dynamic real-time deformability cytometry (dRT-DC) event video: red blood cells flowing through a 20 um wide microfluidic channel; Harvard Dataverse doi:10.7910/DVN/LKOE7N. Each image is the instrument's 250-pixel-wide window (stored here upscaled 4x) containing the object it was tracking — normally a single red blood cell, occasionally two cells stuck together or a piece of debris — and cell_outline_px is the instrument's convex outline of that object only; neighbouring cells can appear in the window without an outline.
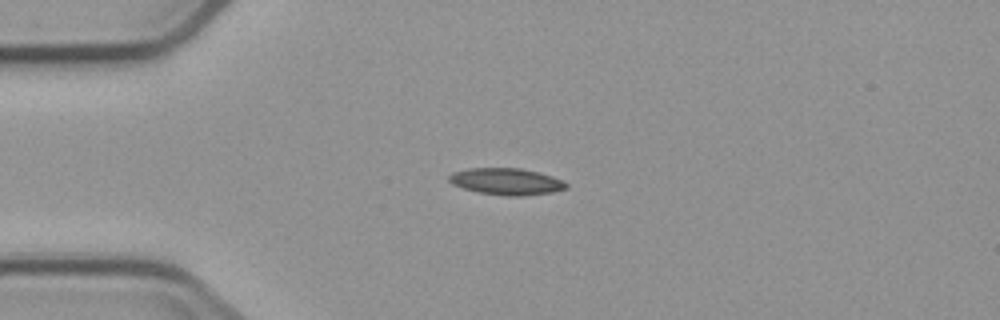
{"species": "common noctule bat (a hibernating species)", "species_latin": "Nyctalus noctula", "temperature_condition": "cold", "stored_images_in_passage": 8, "camera_frame_rate_fps": 3000, "um_per_image_px": 0.085, "animal": {"sex": "male", "body_mass_g": 23.1, "forearm_length_mm": 52.7}, "frame": {"image": 1, "passage_image": 2, "time_ms": 2.333, "image_size_px": [1000, 320], "cell_outline_px": [[568, 188], [552, 192], [524, 196], [504, 196], [476, 192], [452, 184], [448, 180], [448, 176], [452, 172], [468, 168], [520, 168], [552, 176], [564, 180], [568, 184]], "centroid_in_image_um": [43.04, 15.43], "position_along_channel_um": 42.0, "area_um2": 18.38}}
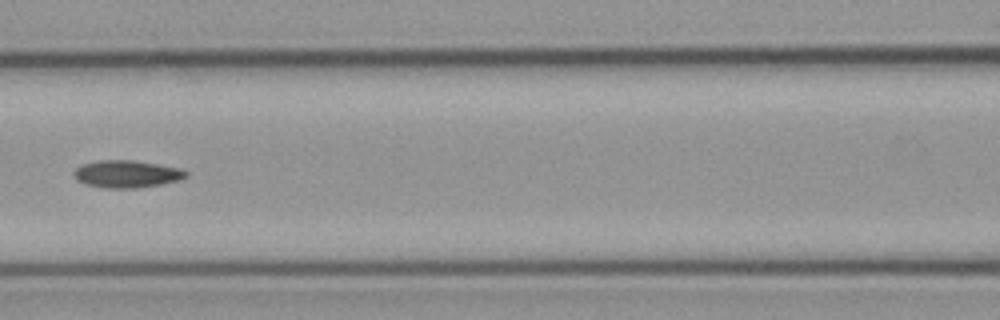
{"frame": {"image": 2, "passage_image": 5, "time_ms": 6.0, "image_size_px": [1000, 320], "cell_outline_px": [[188, 176], [176, 180], [160, 184], [136, 188], [100, 188], [84, 184], [76, 180], [72, 172], [80, 164], [100, 160], [132, 160], [180, 168], [188, 172]], "centroid_in_image_um": [10.7, 14.79], "position_along_channel_um": 155.9, "area_um2": 17.92}}
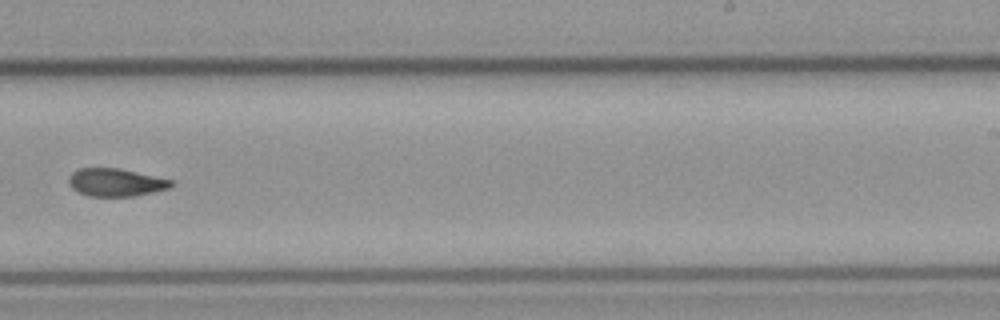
{"frame": {"image": 3, "passage_image": 8, "time_ms": 9.333, "image_size_px": [1000, 320], "cell_outline_px": [[172, 184], [168, 188], [152, 192], [132, 196], [88, 196], [72, 188], [68, 184], [68, 176], [72, 172], [80, 168], [120, 168], [172, 180]], "centroid_in_image_um": [9.79, 15.49], "position_along_channel_um": 279.2, "area_um2": 16.47}}